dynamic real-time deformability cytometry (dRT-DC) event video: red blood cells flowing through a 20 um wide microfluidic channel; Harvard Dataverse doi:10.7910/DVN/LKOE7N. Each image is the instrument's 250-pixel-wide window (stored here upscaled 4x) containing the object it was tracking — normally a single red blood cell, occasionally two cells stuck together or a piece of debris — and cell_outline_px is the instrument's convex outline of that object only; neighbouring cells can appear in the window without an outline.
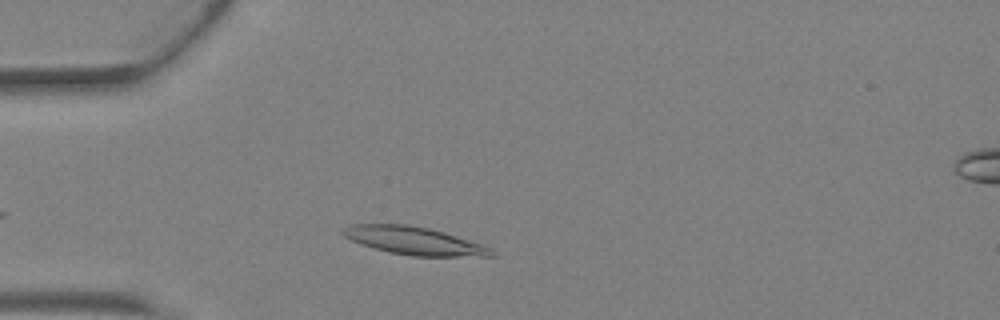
{"species": "Egyptian fruit bat (a non-hibernating species)", "species_latin": "Rousettus aegyptiacus", "temperature_condition": "warm", "stored_images_in_passage": 3, "camera_frame_rate_fps": 3000, "um_per_image_px": 0.085, "animal": {"sex": "female"}, "frame": {"image": 1, "passage_image": 2, "time_ms": 0.333, "image_size_px": [1000, 320], "cell_outline_px": [[496, 256], [412, 256], [388, 252], [360, 244], [344, 236], [340, 232], [348, 224], [408, 224], [428, 228], [444, 232], [484, 244], [492, 248]], "centroid_in_image_um": [35.21, 20.46], "position_along_channel_um": 49.8, "area_um2": 24.28}}